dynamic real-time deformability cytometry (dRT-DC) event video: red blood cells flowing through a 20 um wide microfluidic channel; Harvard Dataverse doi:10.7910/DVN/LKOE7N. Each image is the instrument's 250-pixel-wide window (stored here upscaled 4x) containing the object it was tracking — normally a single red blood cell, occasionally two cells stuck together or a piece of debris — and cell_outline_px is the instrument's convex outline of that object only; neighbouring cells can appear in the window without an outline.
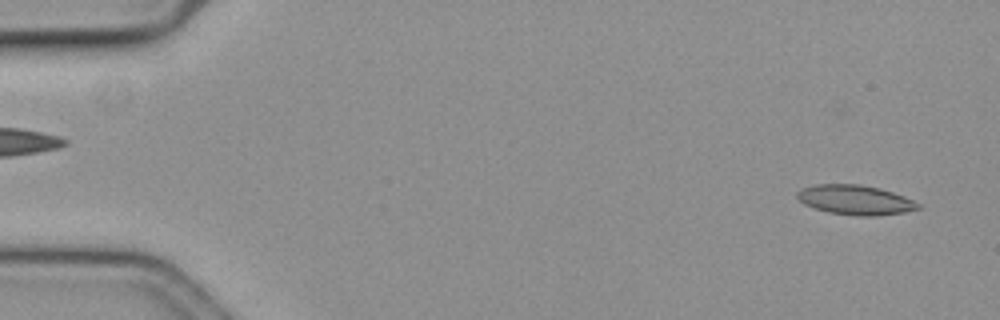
{"species": "common noctule bat (a hibernating species)", "species_latin": "Nyctalus noctula", "temperature_condition": "cold", "stored_images_in_passage": 59, "camera_frame_rate_fps": 3000, "um_per_image_px": 0.085, "animal": {"sex": "female", "body_mass_g": 19.3, "forearm_length_mm": 54.1}, "frame": {"image": 1, "passage_image": 3, "time_ms": 0.667, "image_size_px": [1000, 320], "cell_outline_px": [[920, 208], [904, 212], [876, 216], [856, 216], [828, 212], [804, 204], [796, 196], [796, 192], [800, 188], [816, 184], [860, 184], [892, 192], [904, 196], [920, 204]], "centroid_in_image_um": [72.67, 16.99], "position_along_channel_um": 12.3, "area_um2": 20.81}}
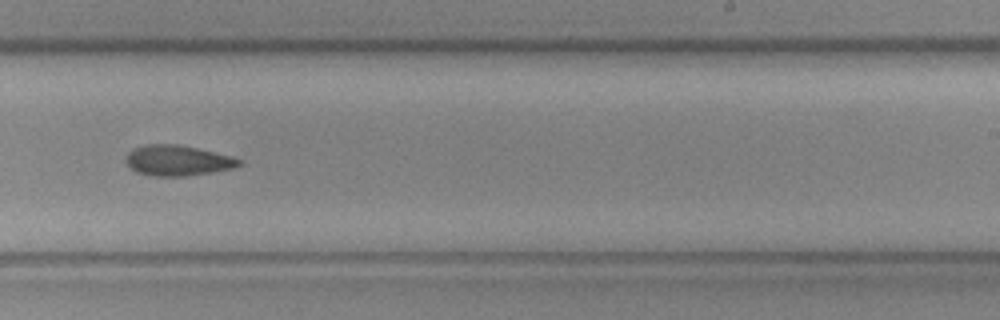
{"frame": {"image": 2, "passage_image": 36, "time_ms": 11.667, "image_size_px": [1000, 320], "cell_outline_px": [[244, 164], [232, 168], [212, 172], [184, 176], [156, 176], [136, 172], [124, 160], [128, 152], [136, 148], [148, 144], [176, 144], [196, 148], [232, 156], [240, 160]], "centroid_in_image_um": [15.1, 13.64], "position_along_channel_um": 273.9, "area_um2": 19.88}}
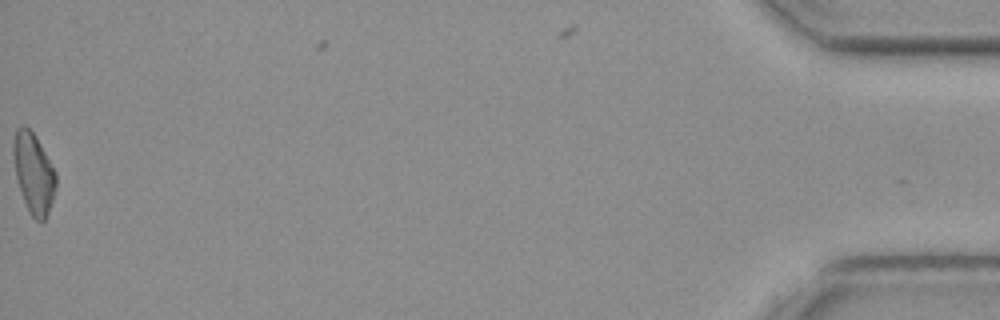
{"frame": {"image": 3, "passage_image": 58, "time_ms": 19.0, "image_size_px": [1000, 320], "cell_outline_px": [[56, 188], [48, 212], [44, 220], [40, 224], [28, 212], [16, 176], [12, 156], [12, 148], [16, 128], [20, 124], [24, 124], [36, 136], [56, 172]], "centroid_in_image_um": [2.85, 14.7], "position_along_channel_um": 432.4, "area_um2": 20.0}, "authors_computed_cell_mechanics": {"area_um2": 20.1144, "velocity_mm_per_s": 3.6042, "shape_relaxation_time_tau1_ms": 4.437, "shape_relaxation_time_tau2_ms": null, "deformation_change_tau1": 0.1342, "deformation_change_tau2": null}}